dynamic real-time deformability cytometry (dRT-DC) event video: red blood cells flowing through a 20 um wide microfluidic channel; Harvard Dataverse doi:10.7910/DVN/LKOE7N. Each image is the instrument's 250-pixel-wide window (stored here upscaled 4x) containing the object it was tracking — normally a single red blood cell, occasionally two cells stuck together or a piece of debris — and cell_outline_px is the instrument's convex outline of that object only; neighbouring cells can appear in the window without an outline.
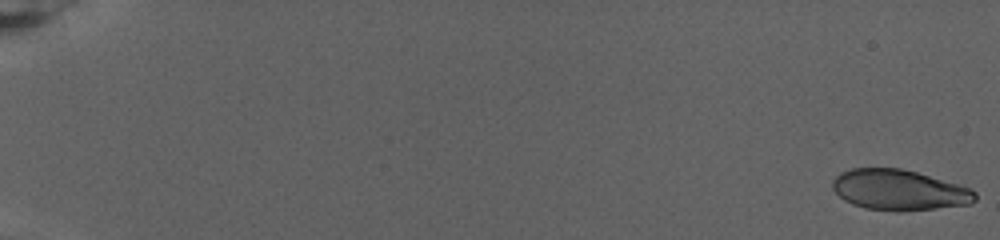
{"species": "human", "species_latin": "Homo sapiens", "temperature_condition": "warm", "stored_images_in_passage": 83, "camera_frame_rate_fps": 3000, "um_per_image_px": 0.085, "donor": {"sex": "female"}, "frame": {"image": 1, "passage_image": 1, "time_ms": 0.0, "image_size_px": [1000, 240], "cell_outline_px": [[976, 200], [972, 204], [900, 212], [896, 212], [864, 208], [852, 204], [844, 200], [832, 188], [832, 180], [840, 172], [852, 168], [900, 168], [916, 172], [972, 188], [976, 192]], "centroid_in_image_um": [76.42, 16.16], "position_along_channel_um": 8.6, "area_um2": 33.93}}
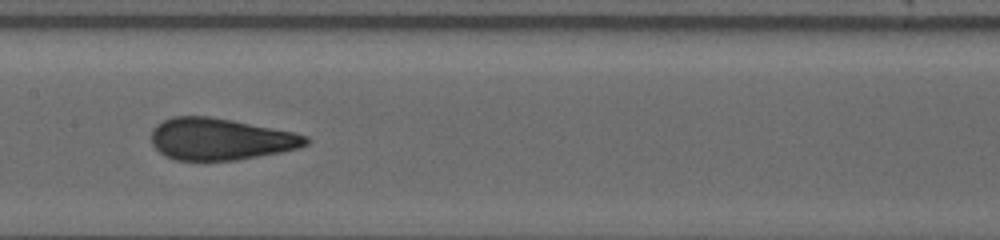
{"frame": {"image": 2, "passage_image": 46, "time_ms": 15.0, "image_size_px": [1000, 240], "cell_outline_px": [[308, 144], [300, 148], [280, 152], [236, 160], [176, 160], [164, 156], [152, 144], [152, 128], [156, 124], [172, 116], [208, 116], [232, 120], [292, 132], [308, 136]], "centroid_in_image_um": [18.7, 11.82], "position_along_channel_um": 188.7, "area_um2": 37.51}}
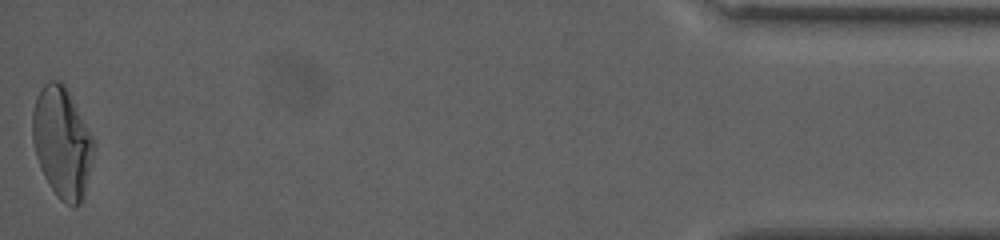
{"frame": {"image": 3, "passage_image": 83, "time_ms": 27.333, "image_size_px": [1000, 240], "cell_outline_px": [[92, 156], [84, 200], [76, 208], [72, 208], [60, 200], [56, 196], [44, 176], [40, 168], [36, 156], [32, 140], [32, 112], [36, 96], [40, 88], [48, 80], [60, 80], [64, 84], [92, 136]], "centroid_in_image_um": [5.24, 12.14], "position_along_channel_um": 430.0, "area_um2": 39.48}}